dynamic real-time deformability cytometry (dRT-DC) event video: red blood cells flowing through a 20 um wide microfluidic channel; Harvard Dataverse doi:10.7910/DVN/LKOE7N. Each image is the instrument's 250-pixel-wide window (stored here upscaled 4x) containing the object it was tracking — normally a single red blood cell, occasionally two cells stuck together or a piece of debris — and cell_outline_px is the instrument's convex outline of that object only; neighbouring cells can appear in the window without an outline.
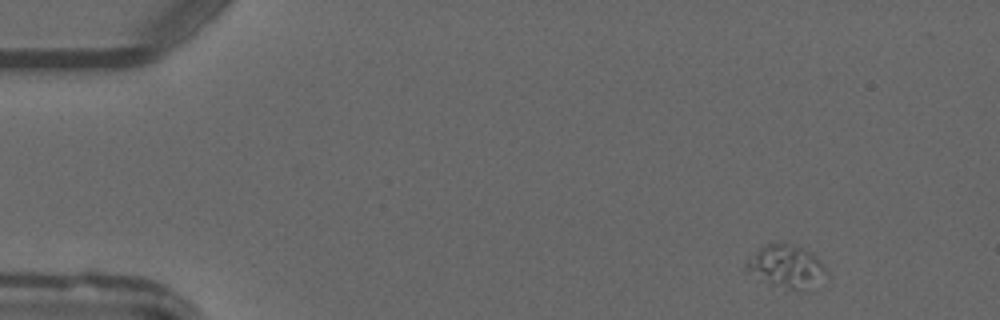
{"species": "common noctule bat (a hibernating species)", "species_latin": "Nyctalus noctula", "temperature_condition": "warm", "stored_images_in_passage": 3, "camera_frame_rate_fps": 3000, "um_per_image_px": 0.085, "animal": {"sex": "male", "forearm_length_mm": 52.5}, "frame": {"image": 1, "passage_image": 1, "time_ms": 0.0, "image_size_px": [1000, 320], "cell_outline_px": [[828, 276], [804, 292], [772, 284], [744, 272], [744, 264], [764, 244], [788, 244], [800, 248], [808, 252], [824, 268]], "centroid_in_image_um": [66.78, 22.69], "position_along_channel_um": 18.2, "area_um2": 19.36}}
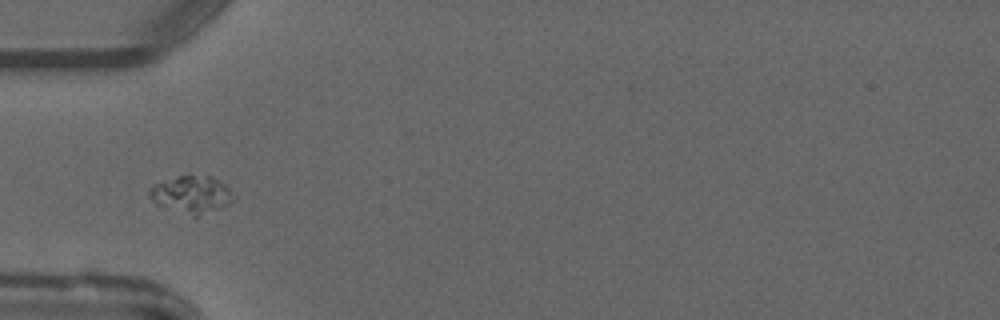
{"frame": {"image": 2, "passage_image": 3, "time_ms": 3.333, "image_size_px": [1000, 320], "cell_outline_px": [[236, 200], [196, 220], [156, 204], [148, 196], [148, 192], [152, 184], [176, 176], [212, 176], [224, 184], [236, 196]], "centroid_in_image_um": [16.28, 16.59], "position_along_channel_um": 68.7, "area_um2": 19.02}}